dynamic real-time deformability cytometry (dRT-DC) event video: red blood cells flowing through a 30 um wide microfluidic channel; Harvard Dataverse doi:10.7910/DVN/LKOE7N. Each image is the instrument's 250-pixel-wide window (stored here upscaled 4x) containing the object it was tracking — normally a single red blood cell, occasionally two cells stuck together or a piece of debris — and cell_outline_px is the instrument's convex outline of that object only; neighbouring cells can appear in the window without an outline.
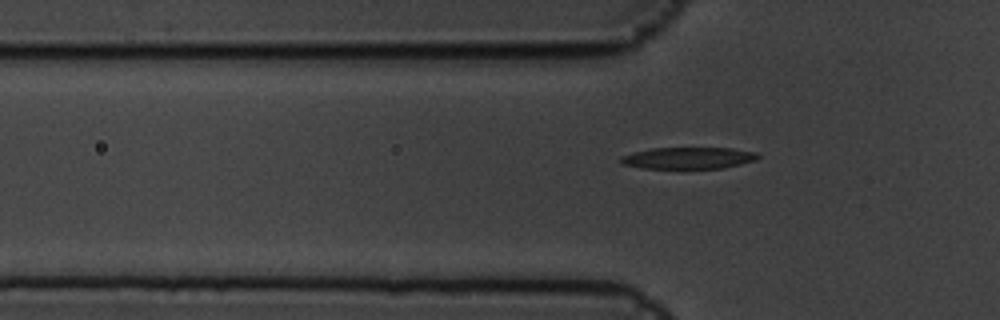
{"species": "common noctule bat (a hibernating species)", "species_latin": "Nyctalus noctula", "temperature_condition": "cold", "stored_images_in_passage": 6, "segment_of_instrument_passage": [2, 2], "camera_frame_rate_fps": 3000, "um_per_image_px": 0.085, "animal": {"sex": "male", "body_mass_g": 19.5, "forearm_length_mm": 54.6}, "frame": {"image": 1, "passage_image": 6, "time_ms": 1.667, "image_size_px": [1000, 320], "cell_outline_px": [[760, 156], [756, 160], [724, 168], [640, 168], [620, 164], [620, 156], [632, 152], [652, 148], [732, 148], [756, 152]], "centroid_in_image_um": [58.47, 13.43], "position_along_channel_um": 67.3, "area_um2": 17.4}}